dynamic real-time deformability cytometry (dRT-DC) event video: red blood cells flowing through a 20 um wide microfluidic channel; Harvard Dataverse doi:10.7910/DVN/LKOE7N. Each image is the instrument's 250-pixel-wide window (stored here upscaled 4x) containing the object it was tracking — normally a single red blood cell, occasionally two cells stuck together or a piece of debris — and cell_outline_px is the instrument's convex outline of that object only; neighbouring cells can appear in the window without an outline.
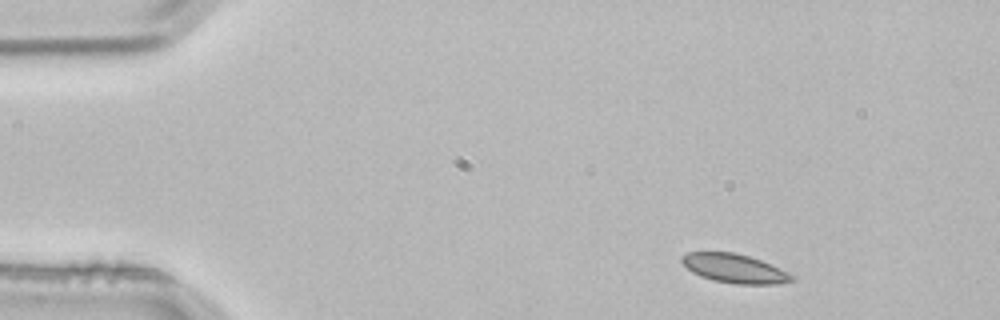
{"species": "common noctule bat (a hibernating species)", "species_latin": "Nyctalus noctula", "temperature_condition": "room temperature", "stored_images_in_passage": 2, "camera_frame_rate_fps": 3000, "um_per_image_px": 0.085, "animal": {"sex": "male", "body_mass_g": 21.5, "forearm_length_mm": 52.0}, "frame": {"image": 1, "passage_image": 1, "time_ms": 0.0, "image_size_px": [1000, 320], "cell_outline_px": [[796, 280], [776, 284], [736, 284], [712, 280], [700, 276], [692, 272], [680, 260], [680, 256], [688, 252], [732, 252], [748, 256], [760, 260], [788, 272], [796, 276]], "centroid_in_image_um": [62.43, 22.82], "position_along_channel_um": 22.6, "area_um2": 18.55}}